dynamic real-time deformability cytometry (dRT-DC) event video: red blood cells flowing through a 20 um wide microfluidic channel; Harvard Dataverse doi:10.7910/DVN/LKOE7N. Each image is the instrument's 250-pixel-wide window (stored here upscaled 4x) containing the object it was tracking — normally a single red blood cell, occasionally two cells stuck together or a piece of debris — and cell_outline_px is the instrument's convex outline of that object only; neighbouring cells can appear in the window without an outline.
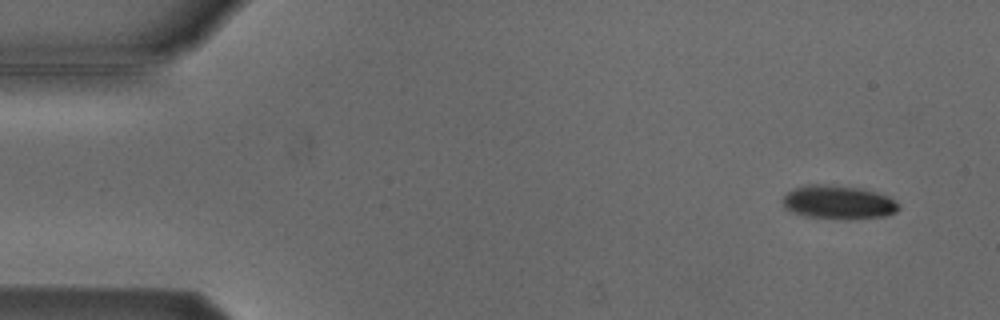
{"species": "Egyptian fruit bat (a non-hibernating species)", "species_latin": "Rousettus aegyptiacus", "temperature_condition": "cold", "stored_images_in_passage": 4, "camera_frame_rate_fps": 3000, "um_per_image_px": 0.085, "animal": {"sex": "male"}, "frame": {"image": 1, "passage_image": 4, "time_ms": 4.333, "image_size_px": [1000, 320], "cell_outline_px": [[900, 208], [896, 212], [888, 216], [852, 220], [836, 220], [808, 216], [792, 212], [784, 208], [780, 200], [792, 188], [812, 184], [824, 184], [864, 188], [888, 196]], "centroid_in_image_um": [71.24, 17.21], "position_along_channel_um": 13.8, "area_um2": 23.24}}